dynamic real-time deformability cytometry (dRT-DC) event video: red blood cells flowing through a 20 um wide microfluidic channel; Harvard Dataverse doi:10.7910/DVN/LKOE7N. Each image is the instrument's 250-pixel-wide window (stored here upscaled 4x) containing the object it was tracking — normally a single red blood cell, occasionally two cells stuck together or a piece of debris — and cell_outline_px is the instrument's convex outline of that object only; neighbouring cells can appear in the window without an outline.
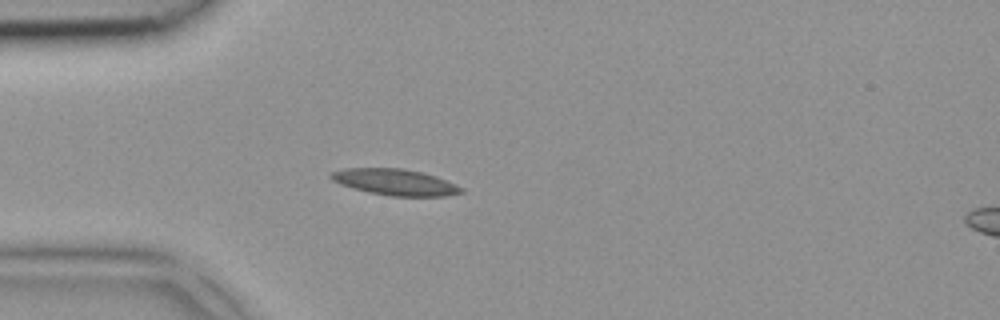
{"species": "common noctule bat (a hibernating species)", "species_latin": "Nyctalus noctula", "temperature_condition": "room temperature", "stored_images_in_passage": 2, "camera_frame_rate_fps": 3000, "um_per_image_px": 0.085, "animal": {"sex": "female", "body_mass_g": 18.4}, "frame": {"image": 1, "passage_image": 1, "time_ms": 0.0, "image_size_px": [1000, 320], "cell_outline_px": [[464, 192], [448, 196], [392, 196], [368, 192], [352, 188], [340, 184], [332, 180], [328, 176], [332, 172], [344, 168], [404, 168], [436, 176], [464, 188]], "centroid_in_image_um": [33.58, 15.48], "position_along_channel_um": 51.4, "area_um2": 19.94}}